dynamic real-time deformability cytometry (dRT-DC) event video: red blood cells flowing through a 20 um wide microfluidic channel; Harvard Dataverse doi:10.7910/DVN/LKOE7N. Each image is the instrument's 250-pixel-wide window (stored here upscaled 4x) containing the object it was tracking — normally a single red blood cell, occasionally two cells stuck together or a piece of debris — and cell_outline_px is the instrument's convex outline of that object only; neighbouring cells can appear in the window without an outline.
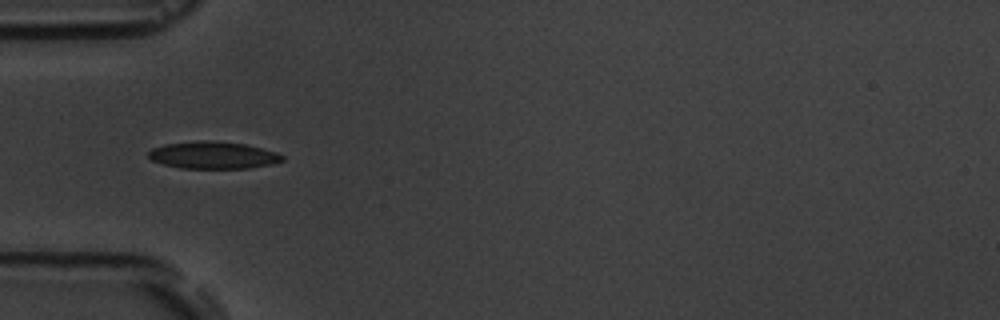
{"species": "common noctule bat (a hibernating species)", "species_latin": "Nyctalus noctula", "temperature_condition": "room temperature", "stored_images_in_passage": 15, "camera_frame_rate_fps": 3000, "um_per_image_px": 0.085, "animal": {"sex": "male", "body_mass_g": 19.5, "forearm_length_mm": 54.6}, "frame": {"image": 1, "passage_image": 5, "time_ms": 5.667, "image_size_px": [1000, 320], "cell_outline_px": [[284, 160], [272, 164], [248, 168], [180, 168], [164, 164], [152, 160], [148, 156], [148, 152], [152, 148], [164, 144], [200, 140], [212, 140], [244, 144], [276, 152], [284, 156]], "centroid_in_image_um": [18.1, 13.18], "position_along_channel_um": 66.9, "area_um2": 21.15}}
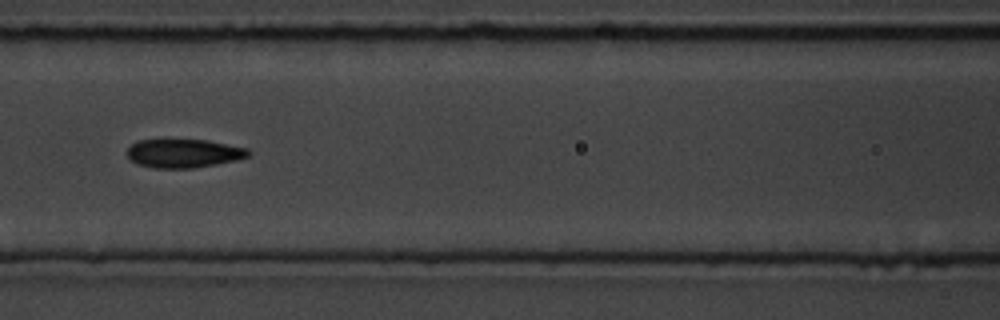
{"frame": {"image": 2, "passage_image": 7, "time_ms": 8.0, "image_size_px": [1000, 320], "cell_outline_px": [[252, 152], [248, 156], [236, 160], [216, 164], [192, 168], [152, 168], [136, 164], [128, 156], [128, 148], [132, 144], [140, 140], [160, 136], [208, 140], [248, 148]], "centroid_in_image_um": [15.58, 12.98], "position_along_channel_um": 151.0, "area_um2": 21.15}}
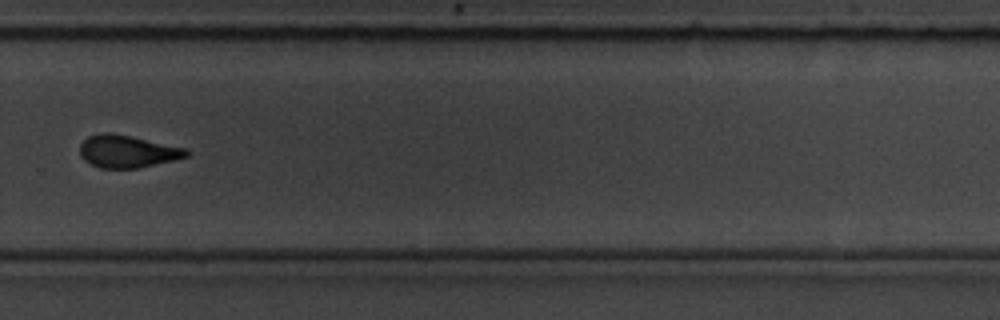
{"frame": {"image": 3, "passage_image": 11, "time_ms": 12.667, "image_size_px": [1000, 320], "cell_outline_px": [[188, 156], [140, 168], [100, 168], [84, 160], [80, 156], [80, 144], [88, 136], [100, 132], [108, 132], [128, 136], [184, 148], [188, 152]], "centroid_in_image_um": [10.75, 12.87], "position_along_channel_um": 319.0, "area_um2": 19.77}, "authors_computed_cell_mechanics": {"area_um2": 21.1548, "velocity_mm_per_s": 3.6235, "shape_relaxation_time_tau1_ms": 4.4434, "shape_relaxation_time_tau2_ms": 1.8257, "deformation_change_tau1": 0.1218, "deformation_change_tau2": 0.0631}}